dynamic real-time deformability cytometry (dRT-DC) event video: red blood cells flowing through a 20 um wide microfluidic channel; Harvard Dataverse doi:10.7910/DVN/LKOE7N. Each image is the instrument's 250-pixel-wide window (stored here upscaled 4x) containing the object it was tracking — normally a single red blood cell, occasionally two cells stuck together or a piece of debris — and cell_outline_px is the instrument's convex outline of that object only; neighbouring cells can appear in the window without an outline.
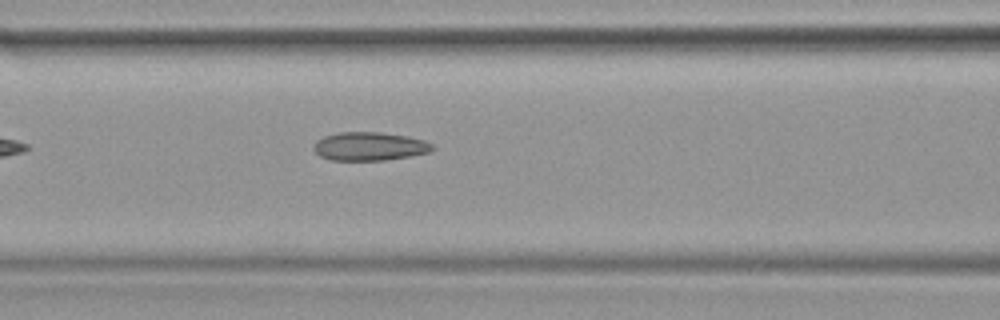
{"species": "common noctule bat (a hibernating species)", "species_latin": "Nyctalus noctula", "temperature_condition": "warm", "stored_images_in_passage": 10, "camera_frame_rate_fps": 3000, "um_per_image_px": 0.085, "animal": {"sex": "female", "body_mass_g": 19.9}, "frame": {"image": 1, "passage_image": 5, "time_ms": 1.333, "image_size_px": [1000, 320], "cell_outline_px": [[436, 148], [428, 152], [408, 156], [384, 160], [332, 160], [320, 156], [312, 148], [312, 144], [316, 140], [324, 136], [340, 132], [380, 132], [408, 136], [424, 140], [432, 144]], "centroid_in_image_um": [31.38, 12.43], "position_along_channel_um": 135.2, "area_um2": 19.71}}
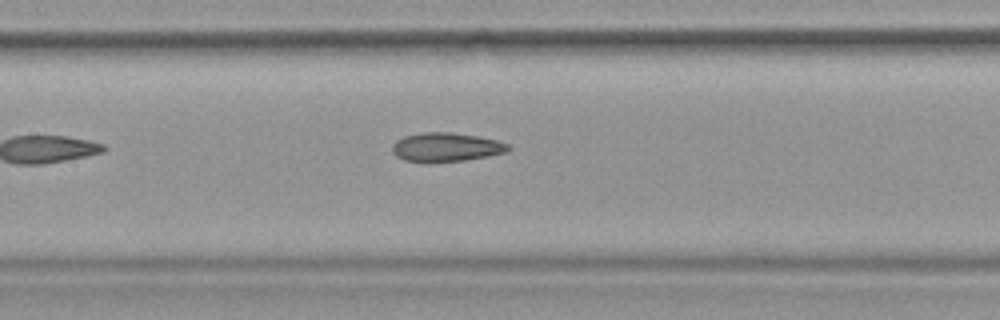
{"frame": {"image": 2, "passage_image": 7, "time_ms": 2.0, "image_size_px": [1000, 320], "cell_outline_px": [[512, 148], [504, 152], [488, 156], [464, 160], [404, 160], [396, 156], [392, 152], [392, 144], [396, 140], [404, 136], [424, 132], [452, 132], [480, 136], [496, 140], [508, 144]], "centroid_in_image_um": [37.93, 12.47], "position_along_channel_um": 169.5, "area_um2": 19.07}}